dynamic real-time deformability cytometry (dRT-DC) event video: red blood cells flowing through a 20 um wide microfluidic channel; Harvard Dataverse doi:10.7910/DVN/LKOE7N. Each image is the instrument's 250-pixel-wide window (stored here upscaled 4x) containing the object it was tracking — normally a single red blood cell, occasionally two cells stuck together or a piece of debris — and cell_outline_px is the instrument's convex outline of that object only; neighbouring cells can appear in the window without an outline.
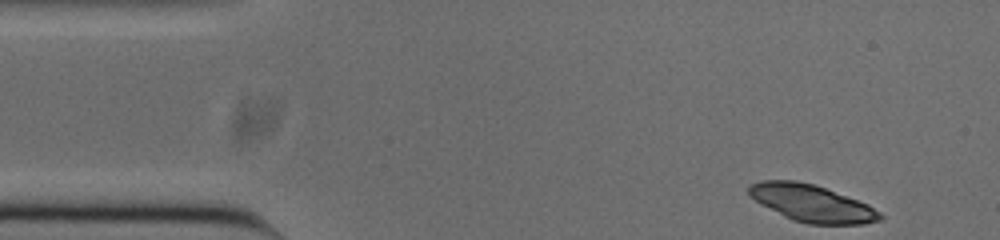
{"species": "common noctule bat (a hibernating species)", "species_latin": "Nyctalus noctula", "temperature_condition": "cold", "stored_images_in_passage": 49, "camera_frame_rate_fps": 3000, "um_per_image_px": 0.085, "animal": {"sex": "male", "body_mass_g": 20.0, "forearm_length_mm": 53.3}, "frame": {"image": 1, "passage_image": 1, "time_ms": 0.0, "image_size_px": [1000, 240], "cell_outline_px": [[884, 216], [880, 220], [864, 224], [808, 224], [792, 220], [760, 204], [748, 196], [748, 184], [760, 180], [796, 180], [812, 184], [824, 188], [868, 204], [880, 212]], "centroid_in_image_um": [68.95, 17.27], "position_along_channel_um": 16.0, "area_um2": 28.32}, "authors_computed_cell_mechanics": {"area_um2": 28.611, "velocity_mm_per_s": 3.7163, "shape_relaxation_time_tau1_ms": 0.9401, "shape_relaxation_time_tau2_ms": 6.3742, "deformation_change_tau1": 0.255, "deformation_change_tau2": 0.1129}}